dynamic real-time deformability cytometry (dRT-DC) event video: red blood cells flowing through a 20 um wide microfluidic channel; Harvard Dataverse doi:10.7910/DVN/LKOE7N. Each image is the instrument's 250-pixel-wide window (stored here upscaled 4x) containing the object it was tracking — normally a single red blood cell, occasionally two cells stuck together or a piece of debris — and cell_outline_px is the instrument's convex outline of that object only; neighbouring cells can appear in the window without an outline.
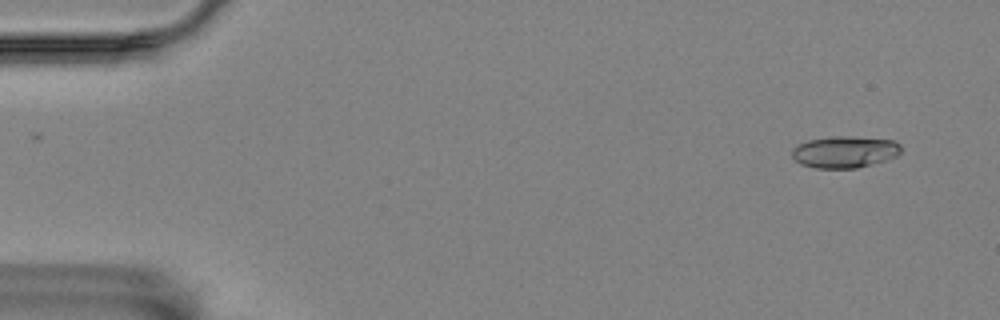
{"species": "Egyptian fruit bat (a non-hibernating species)", "species_latin": "Rousettus aegyptiacus", "temperature_condition": "room temperature", "stored_images_in_passage": 7, "camera_frame_rate_fps": 3000, "um_per_image_px": 0.085, "animal": {"sex": "female"}, "frame": {"image": 1, "passage_image": 2, "time_ms": 0.333, "image_size_px": [1000, 320], "cell_outline_px": [[900, 152], [896, 156], [888, 160], [856, 168], [816, 168], [800, 164], [792, 156], [792, 148], [808, 140], [832, 136], [852, 136], [892, 140], [900, 144]], "centroid_in_image_um": [71.8, 12.91], "position_along_channel_um": 13.2, "area_um2": 20.17}}
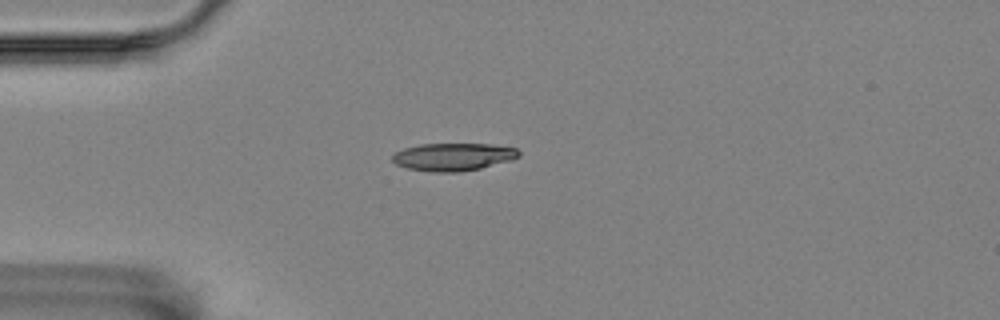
{"frame": {"image": 2, "passage_image": 5, "time_ms": 1.333, "image_size_px": [1000, 320], "cell_outline_px": [[520, 156], [512, 160], [480, 168], [460, 172], [428, 172], [408, 168], [396, 164], [392, 160], [392, 156], [396, 152], [404, 148], [420, 144], [492, 144], [516, 148], [520, 152]], "centroid_in_image_um": [38.53, 13.33], "position_along_channel_um": 46.5, "area_um2": 20.46}}